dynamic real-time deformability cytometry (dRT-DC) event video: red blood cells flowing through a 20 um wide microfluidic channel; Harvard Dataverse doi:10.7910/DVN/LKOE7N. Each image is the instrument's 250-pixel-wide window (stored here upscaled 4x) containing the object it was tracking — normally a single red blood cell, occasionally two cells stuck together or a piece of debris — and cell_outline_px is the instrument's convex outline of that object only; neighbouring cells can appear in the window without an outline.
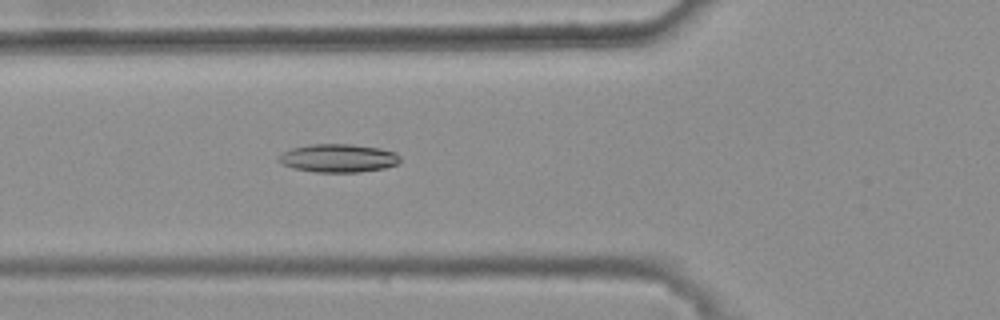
{"species": "common noctule bat (a hibernating species)", "species_latin": "Nyctalus noctula", "temperature_condition": "warm", "stored_images_in_passage": 48, "camera_frame_rate_fps": 3000, "um_per_image_px": 0.085, "animal": {"sex": "female", "body_mass_g": 25.1}, "frame": {"image": 1, "passage_image": 20, "time_ms": 6.333, "image_size_px": [1000, 320], "cell_outline_px": [[400, 160], [396, 164], [384, 168], [356, 172], [316, 172], [292, 168], [284, 164], [280, 160], [280, 152], [292, 148], [312, 144], [352, 144], [380, 148], [396, 152], [400, 156]], "centroid_in_image_um": [28.77, 13.43], "position_along_channel_um": 97.0, "area_um2": 19.88}}
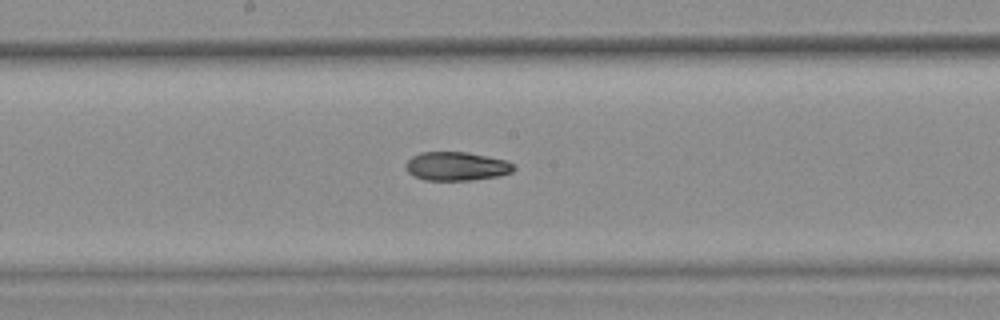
{"frame": {"image": 2, "passage_image": 29, "time_ms": 9.333, "image_size_px": [1000, 320], "cell_outline_px": [[516, 168], [512, 172], [500, 176], [472, 180], [424, 180], [408, 172], [404, 168], [404, 164], [412, 156], [420, 152], [468, 152], [488, 156], [504, 160], [516, 164]], "centroid_in_image_um": [38.82, 14.13], "position_along_channel_um": 209.4, "area_um2": 18.26}}
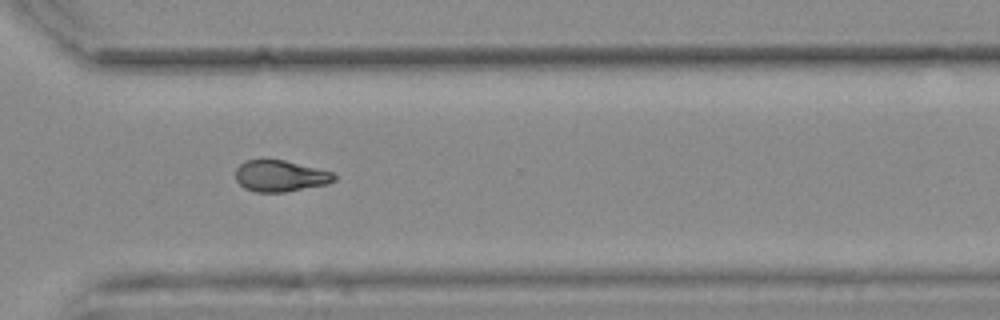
{"frame": {"image": 3, "passage_image": 40, "time_ms": 13.0, "image_size_px": [1000, 320], "cell_outline_px": [[336, 180], [328, 184], [284, 192], [256, 192], [244, 188], [236, 180], [236, 168], [244, 160], [264, 156], [284, 160], [332, 172], [336, 176]], "centroid_in_image_um": [23.77, 14.92], "position_along_channel_um": 346.8, "area_um2": 18.5}, "authors_computed_cell_mechanics": {"area_um2": 18.8428, "velocity_mm_per_s": 3.7415, "shape_relaxation_time_tau1_ms": null, "shape_relaxation_time_tau2_ms": 8.8877, "deformation_change_tau1": null, "deformation_change_tau2": 0.1791}}